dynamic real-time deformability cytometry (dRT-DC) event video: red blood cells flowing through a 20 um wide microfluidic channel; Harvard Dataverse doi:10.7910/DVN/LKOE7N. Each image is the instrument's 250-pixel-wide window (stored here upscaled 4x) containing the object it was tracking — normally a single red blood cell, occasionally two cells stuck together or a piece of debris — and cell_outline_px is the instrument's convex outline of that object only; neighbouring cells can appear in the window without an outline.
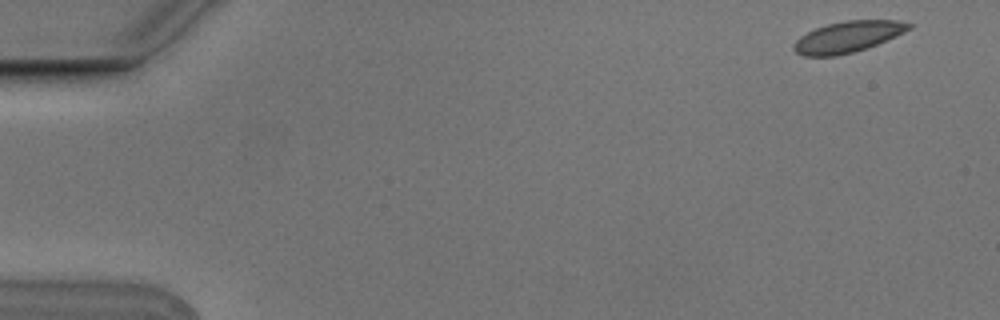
{"species": "Egyptian fruit bat (a non-hibernating species)", "species_latin": "Rousettus aegyptiacus", "temperature_condition": "cold", "stored_images_in_passage": 5, "camera_frame_rate_fps": 3000, "um_per_image_px": 0.085, "animal": {"sex": "male"}, "frame": {"image": 1, "passage_image": 1, "time_ms": 0.0, "image_size_px": [1000, 320], "cell_outline_px": [[912, 28], [876, 44], [852, 52], [836, 56], [804, 56], [796, 52], [792, 48], [792, 44], [800, 36], [816, 28], [828, 24], [844, 20], [896, 20], [912, 24]], "centroid_in_image_um": [72.02, 3.13], "position_along_channel_um": 13.0, "area_um2": 20.58}}
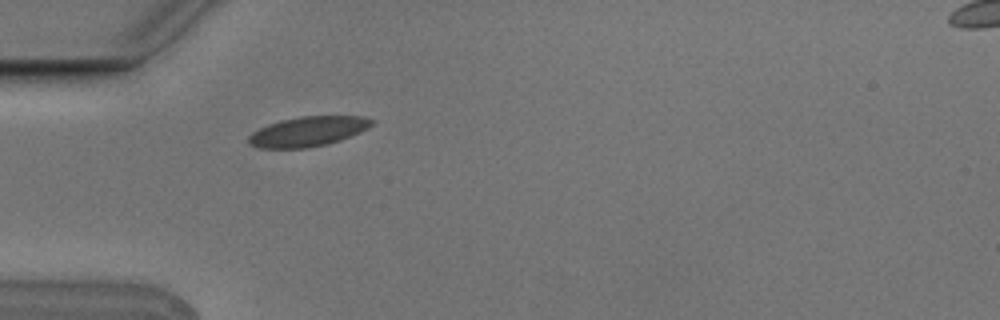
{"frame": {"image": 2, "passage_image": 5, "time_ms": 1.333, "image_size_px": [1000, 320], "cell_outline_px": [[376, 120], [368, 128], [360, 132], [340, 140], [324, 144], [304, 148], [260, 148], [248, 144], [248, 136], [252, 132], [268, 124], [280, 120], [300, 116], [364, 116]], "centroid_in_image_um": [26.17, 11.16], "position_along_channel_um": 58.8, "area_um2": 21.39}}